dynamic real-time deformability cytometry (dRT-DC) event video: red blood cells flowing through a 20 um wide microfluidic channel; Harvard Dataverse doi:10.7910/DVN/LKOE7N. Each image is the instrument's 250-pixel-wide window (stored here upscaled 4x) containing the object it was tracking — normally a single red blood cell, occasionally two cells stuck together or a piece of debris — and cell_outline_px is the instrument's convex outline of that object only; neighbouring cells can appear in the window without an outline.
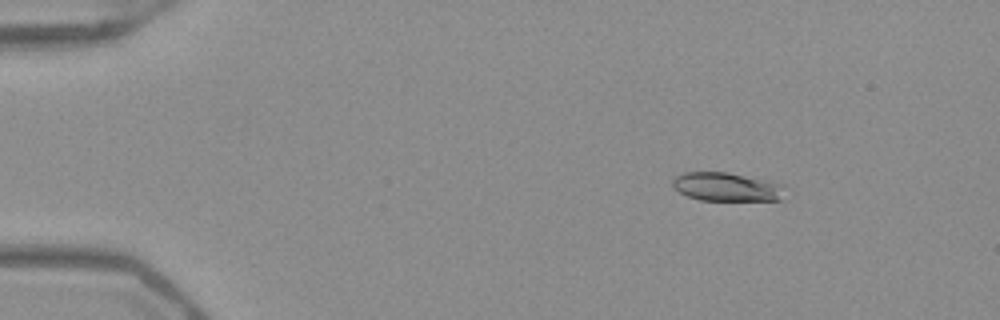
{"species": "Egyptian fruit bat (a non-hibernating species)", "species_latin": "Rousettus aegyptiacus", "temperature_condition": "warm", "stored_images_in_passage": 46, "camera_frame_rate_fps": 3000, "um_per_image_px": 0.085, "frame": {"image": 1, "passage_image": 2, "time_ms": 0.333, "image_size_px": [1000, 320], "cell_outline_px": [[784, 188], [780, 200], [700, 200], [688, 196], [680, 192], [672, 184], [672, 180], [676, 176], [684, 172], [728, 172], [772, 180], [784, 184]], "centroid_in_image_um": [61.8, 15.87], "position_along_channel_um": 23.2, "area_um2": 18.84}}
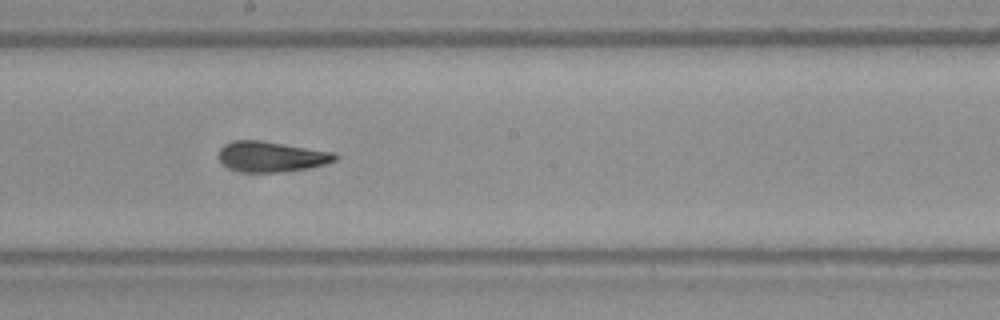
{"frame": {"image": 2, "passage_image": 24, "time_ms": 7.667, "image_size_px": [1000, 320], "cell_outline_px": [[340, 156], [336, 160], [324, 164], [308, 168], [284, 172], [244, 172], [232, 168], [224, 164], [216, 156], [220, 148], [236, 140], [264, 140], [336, 152]], "centroid_in_image_um": [23.12, 13.3], "position_along_channel_um": 225.1, "area_um2": 20.81}}
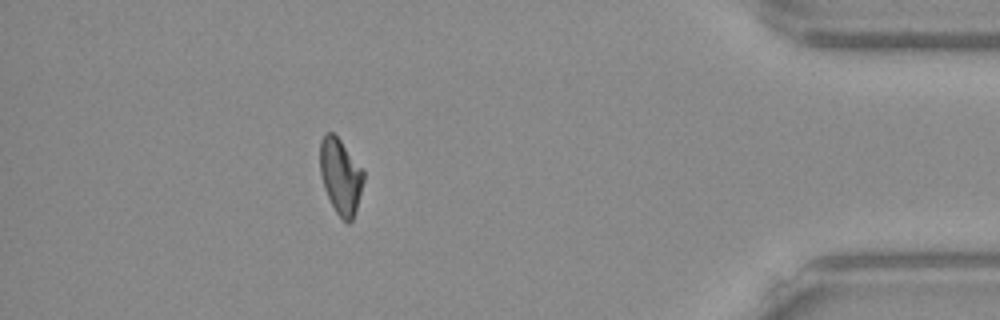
{"frame": {"image": 3, "passage_image": 41, "time_ms": 13.333, "image_size_px": [1000, 320], "cell_outline_px": [[364, 180], [356, 208], [352, 220], [348, 224], [336, 212], [324, 188], [320, 172], [320, 140], [324, 132], [332, 132], [340, 140], [364, 172]], "centroid_in_image_um": [28.93, 14.96], "position_along_channel_um": 406.3, "area_um2": 18.79}, "authors_computed_cell_mechanics": {"area_um2": 19.652, "velocity_mm_per_s": 3.9714, "shape_relaxation_time_tau1_ms": 4.193, "shape_relaxation_time_tau2_ms": 2.912, "deformation_change_tau1": 0.1646, "deformation_change_tau2": 0.0938}}